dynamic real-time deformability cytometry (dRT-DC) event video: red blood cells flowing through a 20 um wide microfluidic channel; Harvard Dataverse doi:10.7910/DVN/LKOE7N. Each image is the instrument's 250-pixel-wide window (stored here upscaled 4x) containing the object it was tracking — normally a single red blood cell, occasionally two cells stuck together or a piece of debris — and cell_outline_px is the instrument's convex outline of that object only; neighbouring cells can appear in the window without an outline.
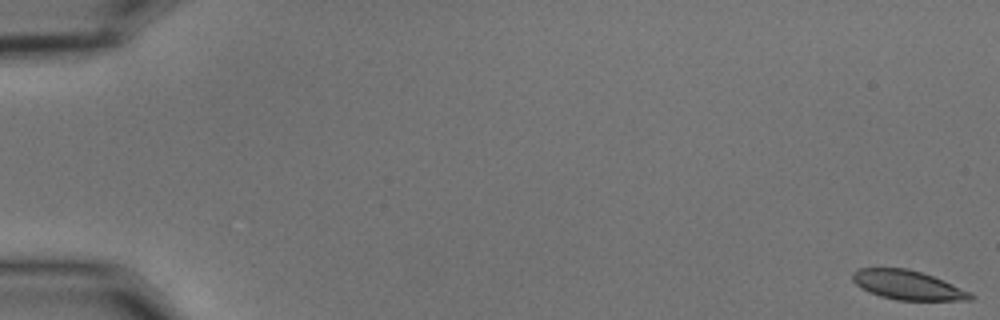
{"species": "common noctule bat (a hibernating species)", "species_latin": "Nyctalus noctula", "temperature_condition": "cold", "stored_images_in_passage": 56, "camera_frame_rate_fps": 3000, "um_per_image_px": 0.085, "animal": {"sex": "male", "body_mass_g": 15.6}, "frame": {"image": 1, "passage_image": 1, "time_ms": 0.0, "image_size_px": [1000, 320], "cell_outline_px": [[976, 296], [972, 300], [896, 300], [880, 296], [868, 292], [856, 284], [852, 280], [852, 272], [856, 268], [908, 268], [932, 276], [968, 292]], "centroid_in_image_um": [77.08, 24.23], "position_along_channel_um": 7.9, "area_um2": 19.88}}
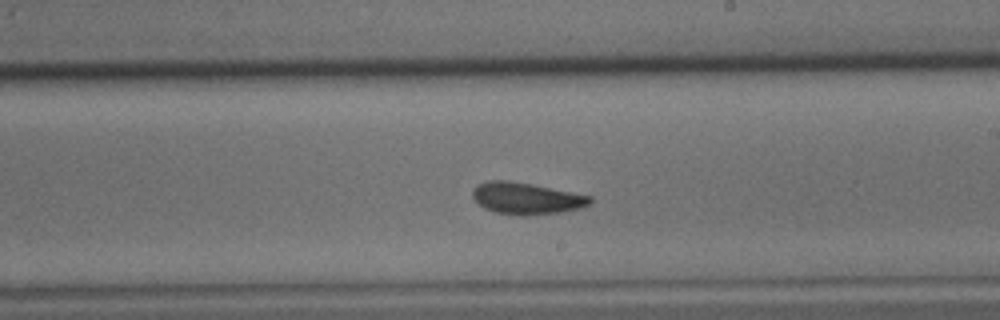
{"frame": {"image": 2, "passage_image": 34, "time_ms": 11.0, "image_size_px": [1000, 320], "cell_outline_px": [[592, 204], [580, 208], [560, 212], [528, 216], [520, 216], [496, 212], [484, 208], [472, 196], [472, 188], [476, 184], [488, 180], [508, 180], [532, 184], [592, 196]], "centroid_in_image_um": [44.74, 16.86], "position_along_channel_um": 244.3, "area_um2": 21.91}}
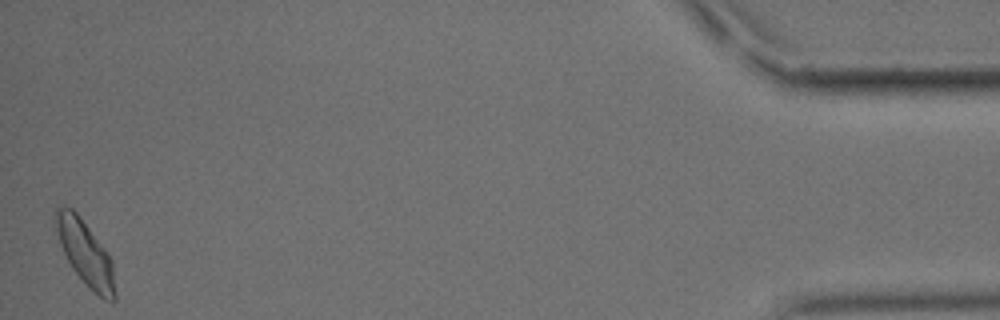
{"frame": {"image": 3, "passage_image": 56, "time_ms": 18.333, "image_size_px": [1000, 320], "cell_outline_px": [[116, 300], [112, 304], [104, 300], [88, 288], [72, 268], [60, 244], [56, 232], [52, 216], [56, 208], [64, 204], [72, 208], [76, 212], [104, 248], [112, 260], [116, 296]], "centroid_in_image_um": [7.24, 21.52], "position_along_channel_um": 428.0, "area_um2": 22.6}, "authors_computed_cell_mechanics": {"area_um2": 21.2126, "velocity_mm_per_s": 3.6255, "shape_relaxation_time_tau1_ms": 3.7927, "shape_relaxation_time_tau2_ms": 2.819, "deformation_change_tau1": 0.1207, "deformation_change_tau2": 0.068}}